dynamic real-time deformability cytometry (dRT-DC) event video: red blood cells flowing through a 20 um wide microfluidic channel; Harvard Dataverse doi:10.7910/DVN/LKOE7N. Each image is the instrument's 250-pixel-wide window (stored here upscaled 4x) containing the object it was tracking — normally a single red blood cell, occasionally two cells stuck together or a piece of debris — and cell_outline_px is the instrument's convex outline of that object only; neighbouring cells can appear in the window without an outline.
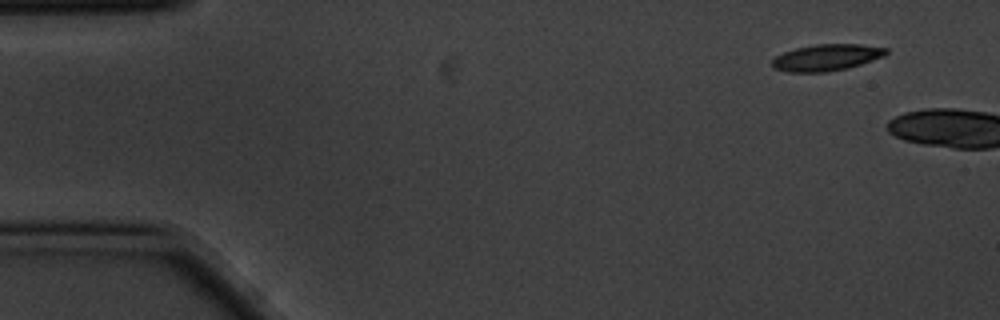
{"species": "common noctule bat (a hibernating species)", "species_latin": "Nyctalus noctula", "temperature_condition": "cold", "stored_images_in_passage": 2, "camera_frame_rate_fps": 3000, "um_per_image_px": 0.085, "animal": {"sex": "male", "body_mass_g": 20.1, "forearm_length_mm": 53.5}, "frame": {"image": 1, "passage_image": 1, "time_ms": 0.0, "image_size_px": [1000, 320], "cell_outline_px": [[888, 52], [884, 56], [848, 68], [828, 72], [788, 72], [772, 68], [772, 60], [776, 56], [784, 52], [796, 48], [812, 44], [860, 44], [888, 48]], "centroid_in_image_um": [70.25, 4.89], "position_along_channel_um": 14.8, "area_um2": 17.69}}